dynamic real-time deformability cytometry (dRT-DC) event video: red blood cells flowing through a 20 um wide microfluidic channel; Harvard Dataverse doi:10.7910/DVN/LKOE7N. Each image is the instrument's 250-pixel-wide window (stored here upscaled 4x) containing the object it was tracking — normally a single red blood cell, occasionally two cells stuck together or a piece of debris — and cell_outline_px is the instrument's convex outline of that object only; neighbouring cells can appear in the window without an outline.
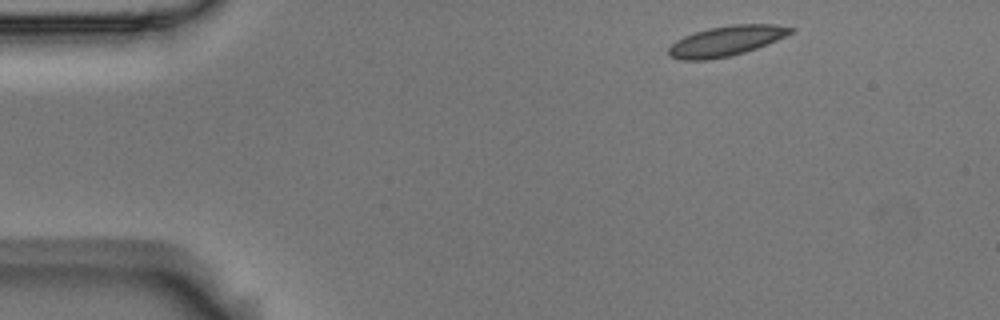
{"species": "Egyptian fruit bat (a non-hibernating species)", "species_latin": "Rousettus aegyptiacus", "temperature_condition": "room temperature", "stored_images_in_passage": 5, "camera_frame_rate_fps": 3000, "um_per_image_px": 0.085, "animal": {"sex": "male"}, "frame": {"image": 1, "passage_image": 5, "time_ms": 1.333, "image_size_px": [1000, 320], "cell_outline_px": [[796, 28], [792, 32], [776, 40], [756, 48], [732, 56], [708, 60], [680, 60], [668, 56], [668, 48], [676, 40], [684, 36], [708, 28], [732, 24], [776, 24]], "centroid_in_image_um": [61.69, 3.48], "position_along_channel_um": 23.3, "area_um2": 21.44}}